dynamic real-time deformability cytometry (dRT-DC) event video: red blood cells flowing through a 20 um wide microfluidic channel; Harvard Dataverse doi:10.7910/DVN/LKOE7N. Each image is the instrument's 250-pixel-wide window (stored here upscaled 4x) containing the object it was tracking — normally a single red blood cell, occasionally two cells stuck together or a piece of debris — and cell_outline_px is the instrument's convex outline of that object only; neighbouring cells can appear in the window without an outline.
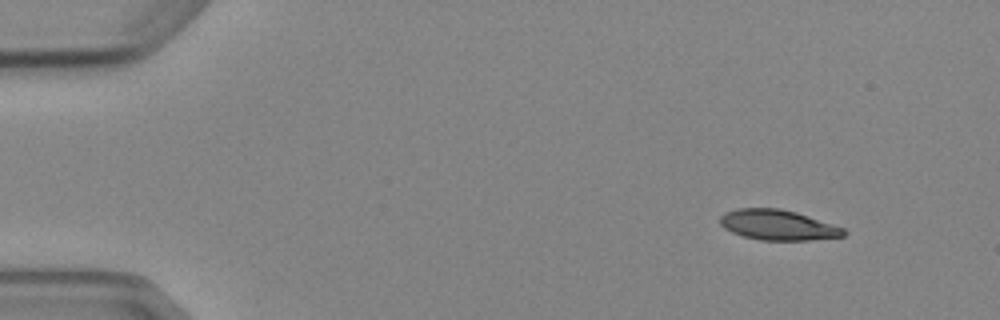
{"species": "Egyptian fruit bat (a non-hibernating species)", "species_latin": "Rousettus aegyptiacus", "temperature_condition": "cold", "stored_images_in_passage": 5, "segment_of_instrument_passage": [2, 2], "camera_frame_rate_fps": 3000, "um_per_image_px": 0.085, "animal": {"sex": "female"}, "frame": {"image": 1, "passage_image": 5, "time_ms": 5.333, "image_size_px": [1000, 320], "cell_outline_px": [[848, 232], [844, 236], [808, 240], [760, 240], [744, 236], [732, 232], [724, 228], [720, 224], [720, 216], [724, 212], [736, 208], [780, 208], [796, 212], [844, 228]], "centroid_in_image_um": [66.1, 19.12], "position_along_channel_um": 18.9, "area_um2": 21.79}}